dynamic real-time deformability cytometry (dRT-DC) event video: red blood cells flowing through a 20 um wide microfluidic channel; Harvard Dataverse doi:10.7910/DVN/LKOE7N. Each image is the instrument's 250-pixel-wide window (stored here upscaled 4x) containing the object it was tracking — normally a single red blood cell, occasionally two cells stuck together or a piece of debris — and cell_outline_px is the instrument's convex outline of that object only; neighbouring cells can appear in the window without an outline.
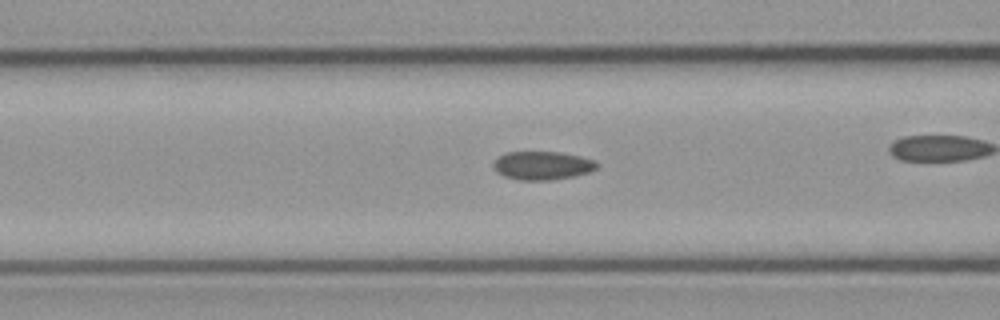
{"species": "common noctule bat (a hibernating species)", "species_latin": "Nyctalus noctula", "temperature_condition": "cold", "stored_images_in_passage": 27, "camera_frame_rate_fps": 3000, "um_per_image_px": 0.085, "animal": {"sex": "male", "body_mass_g": 23.1, "forearm_length_mm": 52.7}, "frame": {"image": 1, "passage_image": 5, "time_ms": 1.333, "image_size_px": [1000, 320], "cell_outline_px": [[596, 168], [588, 172], [572, 176], [552, 180], [520, 180], [504, 176], [496, 172], [492, 164], [500, 156], [508, 152], [560, 152], [592, 160], [596, 164]], "centroid_in_image_um": [46.03, 14.08], "position_along_channel_um": 120.6, "area_um2": 16.76}}
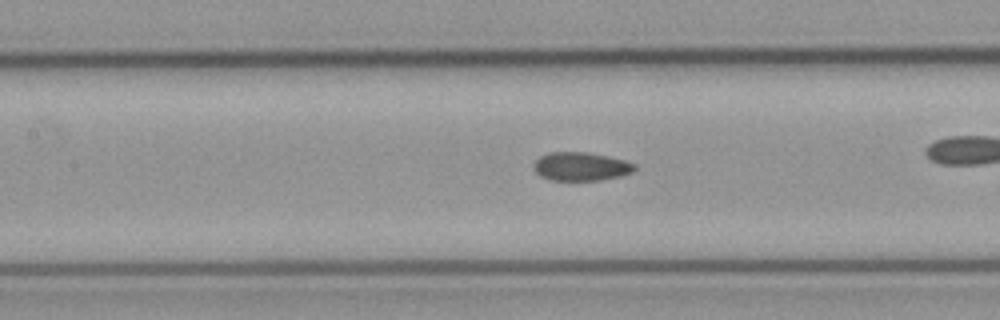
{"frame": {"image": 2, "passage_image": 8, "time_ms": 2.333, "image_size_px": [1000, 320], "cell_outline_px": [[636, 168], [632, 172], [620, 176], [600, 180], [552, 180], [540, 176], [532, 168], [532, 164], [540, 156], [548, 152], [588, 152], [608, 156], [624, 160], [636, 164]], "centroid_in_image_um": [49.36, 14.14], "position_along_channel_um": 158.0, "area_um2": 16.88}}